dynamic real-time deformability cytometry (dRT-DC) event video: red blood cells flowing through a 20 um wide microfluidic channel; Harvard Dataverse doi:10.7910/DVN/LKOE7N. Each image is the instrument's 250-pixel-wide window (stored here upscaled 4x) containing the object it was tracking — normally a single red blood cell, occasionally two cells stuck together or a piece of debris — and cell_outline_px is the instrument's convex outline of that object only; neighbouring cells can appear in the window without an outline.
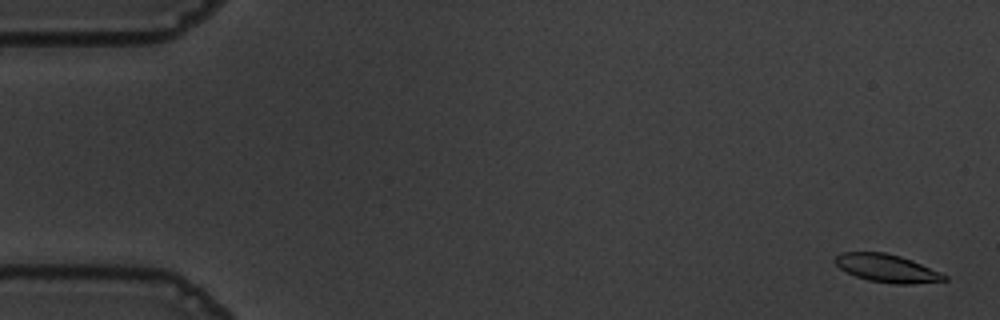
{"species": "common noctule bat (a hibernating species)", "species_latin": "Nyctalus noctula", "temperature_condition": "warm", "stored_images_in_passage": 56, "camera_frame_rate_fps": 3000, "um_per_image_px": 0.085, "animal": {"sex": "male", "body_mass_g": 19.5, "forearm_length_mm": 54.6}, "frame": {"image": 1, "passage_image": 2, "time_ms": 0.333, "image_size_px": [1000, 320], "cell_outline_px": [[948, 280], [912, 284], [892, 284], [868, 280], [856, 276], [840, 268], [832, 260], [840, 252], [884, 252], [900, 256], [912, 260], [940, 272], [948, 276]], "centroid_in_image_um": [75.39, 22.8], "position_along_channel_um": 9.6, "area_um2": 17.8}}
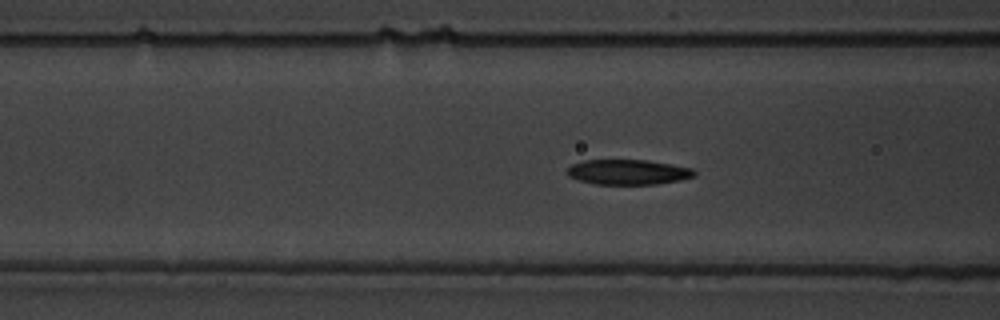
{"frame": {"image": 2, "passage_image": 22, "time_ms": 7.0, "image_size_px": [1000, 320], "cell_outline_px": [[696, 176], [680, 180], [656, 184], [596, 184], [580, 180], [568, 176], [564, 172], [572, 164], [584, 160], [648, 160], [672, 164], [692, 168], [696, 172]], "centroid_in_image_um": [53.39, 14.62], "position_along_channel_um": 113.2, "area_um2": 18.67}}
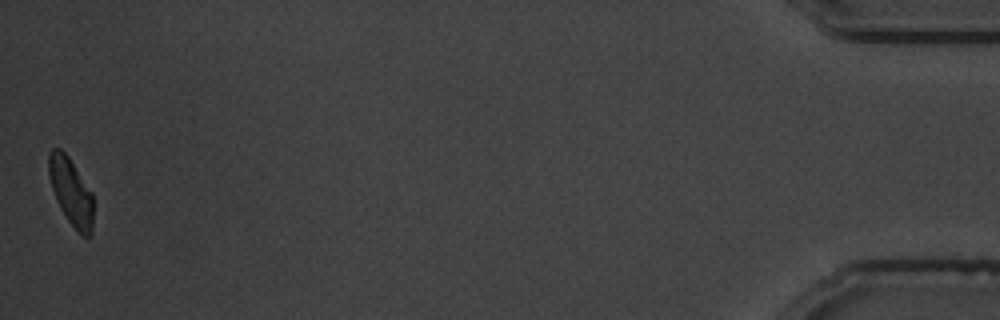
{"frame": {"image": 3, "passage_image": 56, "time_ms": 18.333, "image_size_px": [1000, 320], "cell_outline_px": [[92, 236], [80, 236], [68, 220], [60, 208], [56, 200], [52, 188], [48, 172], [48, 152], [52, 148], [60, 148], [68, 156], [92, 192]], "centroid_in_image_um": [6.02, 16.29], "position_along_channel_um": 429.2, "area_um2": 17.46}, "authors_computed_cell_mechanics": {"area_um2": 18.9006, "velocity_mm_per_s": 3.6055, "shape_relaxation_time_tau1_ms": 3.4537, "shape_relaxation_time_tau2_ms": 5.5928, "deformation_change_tau1": 0.1444, "deformation_change_tau2": 0.0945}}